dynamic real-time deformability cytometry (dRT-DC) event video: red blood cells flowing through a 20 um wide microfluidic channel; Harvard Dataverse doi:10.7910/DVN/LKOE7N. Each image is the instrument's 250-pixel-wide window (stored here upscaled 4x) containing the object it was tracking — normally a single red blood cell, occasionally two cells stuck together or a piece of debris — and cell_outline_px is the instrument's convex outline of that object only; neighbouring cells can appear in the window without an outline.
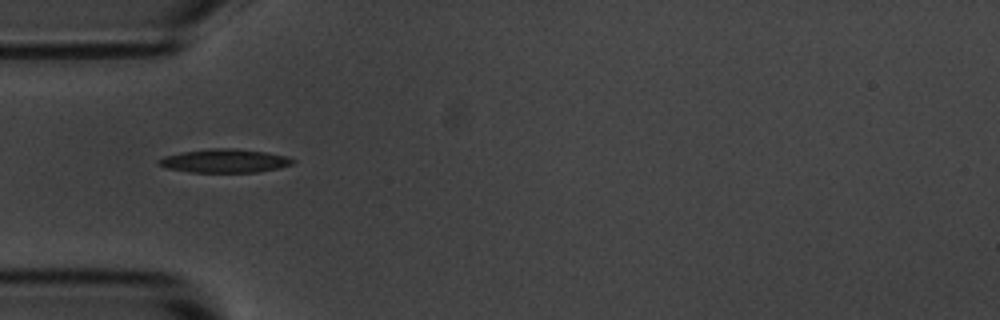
{"species": "common noctule bat (a hibernating species)", "species_latin": "Nyctalus noctula", "temperature_condition": "room temperature", "stored_images_in_passage": 39, "camera_frame_rate_fps": 3000, "um_per_image_px": 0.085, "animal": {"sex": "male", "body_mass_g": 20.1, "forearm_length_mm": 53.5}, "frame": {"image": 1, "passage_image": 1, "time_ms": 0.0, "image_size_px": [1000, 320], "cell_outline_px": [[296, 160], [292, 164], [280, 168], [256, 172], [188, 172], [168, 168], [160, 164], [156, 160], [164, 156], [180, 152], [212, 148], [236, 148], [264, 152], [288, 156]], "centroid_in_image_um": [19.11, 13.67], "position_along_channel_um": 65.9, "area_um2": 18.44}}
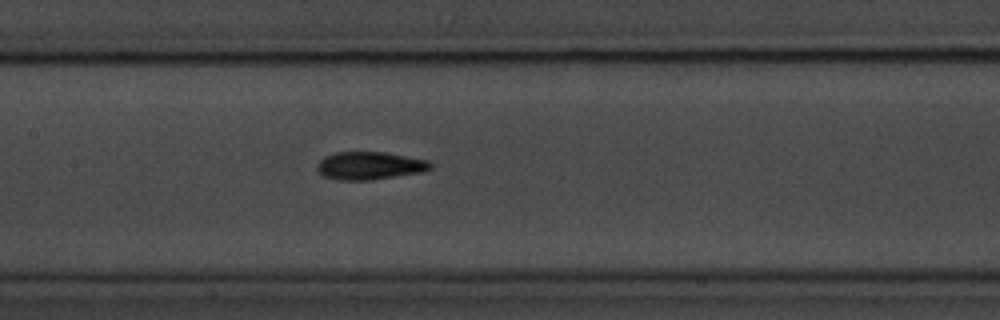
{"frame": {"image": 2, "passage_image": 10, "time_ms": 3.0, "image_size_px": [1000, 320], "cell_outline_px": [[432, 168], [424, 172], [372, 180], [336, 180], [320, 176], [316, 168], [316, 164], [324, 156], [336, 152], [384, 152], [428, 160], [432, 164]], "centroid_in_image_um": [31.39, 14.09], "position_along_channel_um": 176.0, "area_um2": 18.73}}
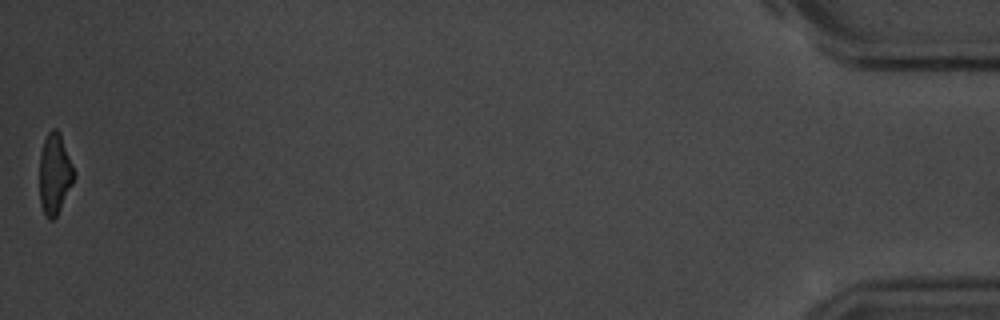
{"frame": {"image": 3, "passage_image": 39, "time_ms": 12.667, "image_size_px": [1000, 320], "cell_outline_px": [[76, 176], [56, 216], [52, 220], [48, 220], [40, 204], [40, 152], [44, 140], [48, 132], [52, 128], [56, 128], [60, 132], [76, 172]], "centroid_in_image_um": [4.66, 14.74], "position_along_channel_um": 430.5, "area_um2": 16.3}, "authors_computed_cell_mechanics": {"area_um2": 17.5134, "velocity_mm_per_s": 3.648, "shape_relaxation_time_tau1_ms": 3.3095, "shape_relaxation_time_tau2_ms": 3.5454, "deformation_change_tau1": 0.1874, "deformation_change_tau2": 0.0913}}